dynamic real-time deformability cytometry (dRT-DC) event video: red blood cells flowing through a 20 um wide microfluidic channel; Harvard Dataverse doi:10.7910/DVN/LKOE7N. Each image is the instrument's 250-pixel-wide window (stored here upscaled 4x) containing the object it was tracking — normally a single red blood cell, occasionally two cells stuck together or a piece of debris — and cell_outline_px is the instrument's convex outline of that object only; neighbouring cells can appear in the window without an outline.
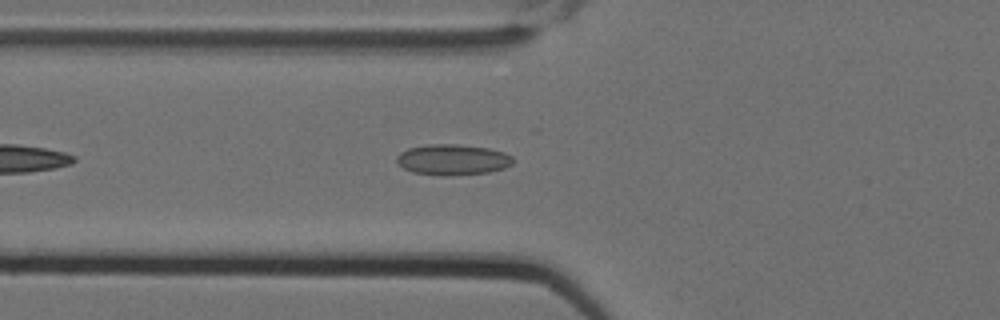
{"species": "Egyptian fruit bat (a non-hibernating species)", "species_latin": "Rousettus aegyptiacus", "temperature_condition": "cold", "stored_images_in_passage": 7, "camera_frame_rate_fps": 3000, "um_per_image_px": 0.085, "animal": {"sex": "female"}, "frame": {"image": 1, "passage_image": 7, "time_ms": 2.0, "image_size_px": [1000, 320], "cell_outline_px": [[512, 164], [504, 168], [488, 172], [452, 176], [440, 176], [412, 172], [404, 168], [396, 160], [396, 156], [400, 152], [408, 148], [428, 144], [456, 144], [488, 148], [504, 152], [512, 156]], "centroid_in_image_um": [38.46, 13.57], "position_along_channel_um": 87.3, "area_um2": 20.92}}